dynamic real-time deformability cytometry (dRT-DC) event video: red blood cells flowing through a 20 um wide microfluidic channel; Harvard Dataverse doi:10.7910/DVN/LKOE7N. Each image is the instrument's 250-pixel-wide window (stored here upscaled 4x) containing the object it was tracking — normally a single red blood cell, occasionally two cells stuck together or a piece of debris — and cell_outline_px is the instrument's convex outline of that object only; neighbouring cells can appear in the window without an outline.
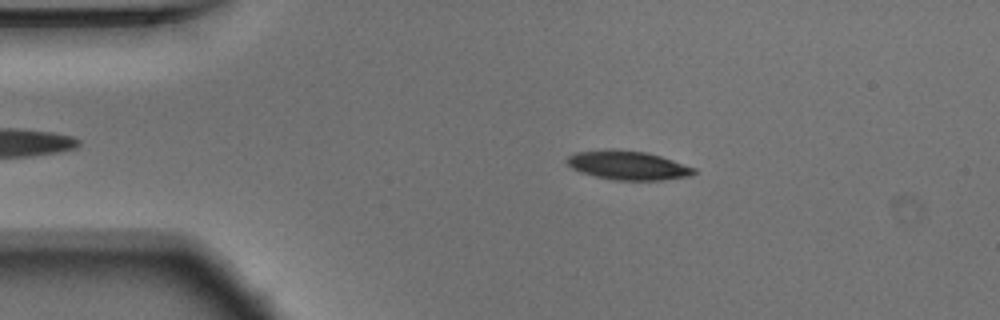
{"species": "Egyptian fruit bat (a non-hibernating species)", "species_latin": "Rousettus aegyptiacus", "temperature_condition": "warm", "stored_images_in_passage": 46, "camera_frame_rate_fps": 3000, "um_per_image_px": 0.085, "animal": {"sex": "male"}, "frame": {"image": 1, "passage_image": 9, "time_ms": 2.667, "image_size_px": [1000, 320], "cell_outline_px": [[696, 172], [692, 176], [664, 180], [612, 180], [580, 172], [572, 168], [564, 160], [568, 156], [576, 152], [608, 148], [612, 148], [648, 152], [696, 168]], "centroid_in_image_um": [53.36, 14.04], "position_along_channel_um": 31.6, "area_um2": 21.73}}
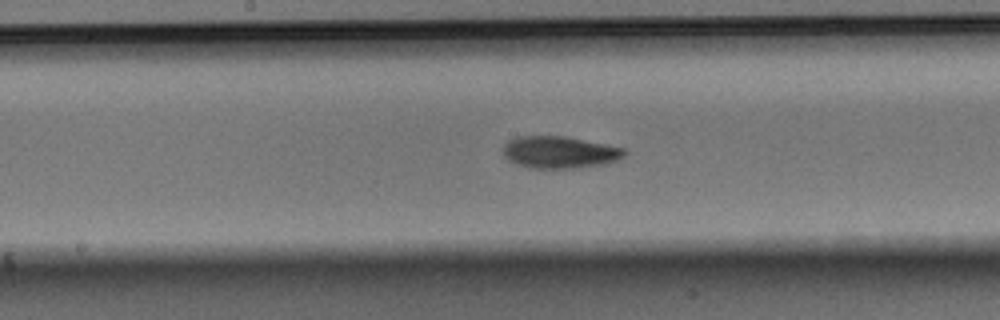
{"frame": {"image": 2, "passage_image": 26, "time_ms": 8.333, "image_size_px": [1000, 320], "cell_outline_px": [[628, 152], [624, 156], [616, 160], [604, 164], [580, 168], [532, 168], [516, 164], [508, 160], [504, 156], [504, 144], [508, 140], [520, 136], [564, 136], [624, 148]], "centroid_in_image_um": [47.56, 12.95], "position_along_channel_um": 200.6, "area_um2": 22.6}}
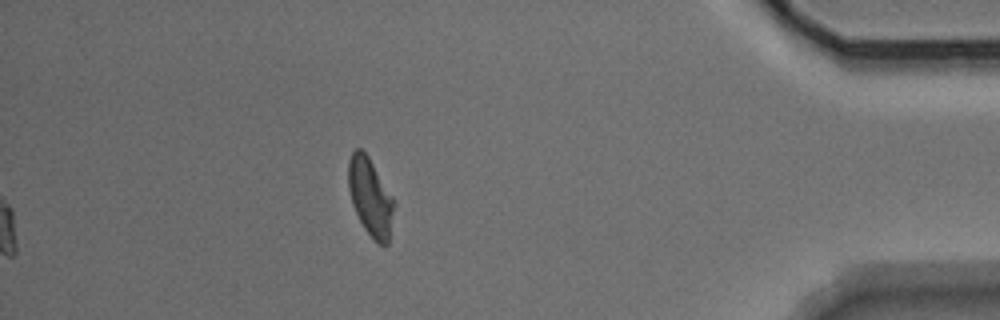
{"frame": {"image": 3, "passage_image": 46, "time_ms": 15.0, "image_size_px": [1000, 320], "cell_outline_px": [[396, 204], [388, 244], [380, 244], [364, 228], [352, 204], [348, 188], [348, 160], [352, 152], [356, 148], [360, 148], [368, 156], [392, 196]], "centroid_in_image_um": [31.48, 16.73], "position_along_channel_um": 403.7, "area_um2": 20.52}, "authors_computed_cell_mechanics": {"area_um2": 21.675, "velocity_mm_per_s": 3.7391, "shape_relaxation_time_tau1_ms": 3.0766, "shape_relaxation_time_tau2_ms": 5.054, "deformation_change_tau1": 0.1627, "deformation_change_tau2": 0.1159}}